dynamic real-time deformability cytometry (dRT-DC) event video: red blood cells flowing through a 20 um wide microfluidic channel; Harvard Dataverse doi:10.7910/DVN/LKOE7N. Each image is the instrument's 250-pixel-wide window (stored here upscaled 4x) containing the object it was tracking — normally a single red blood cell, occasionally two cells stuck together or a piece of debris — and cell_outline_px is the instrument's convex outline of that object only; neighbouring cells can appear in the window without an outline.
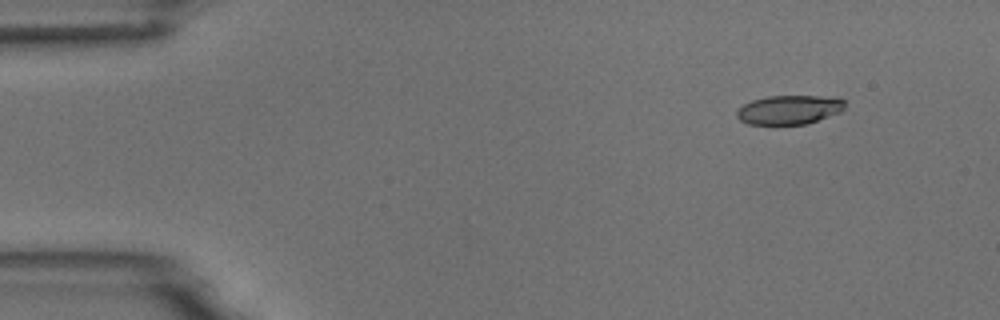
{"species": "common noctule bat (a hibernating species)", "species_latin": "Nyctalus noctula", "temperature_condition": "room temperature", "stored_images_in_passage": 6, "camera_frame_rate_fps": 3000, "um_per_image_px": 0.085, "animal": {"sex": "male", "body_mass_g": 18.8}, "frame": {"image": 1, "passage_image": 2, "time_ms": 1.0, "image_size_px": [1000, 320], "cell_outline_px": [[844, 108], [840, 112], [808, 124], [748, 124], [740, 120], [736, 116], [736, 112], [744, 104], [752, 100], [768, 96], [840, 96], [844, 100]], "centroid_in_image_um": [67.12, 9.32], "position_along_channel_um": 17.9, "area_um2": 18.44}}
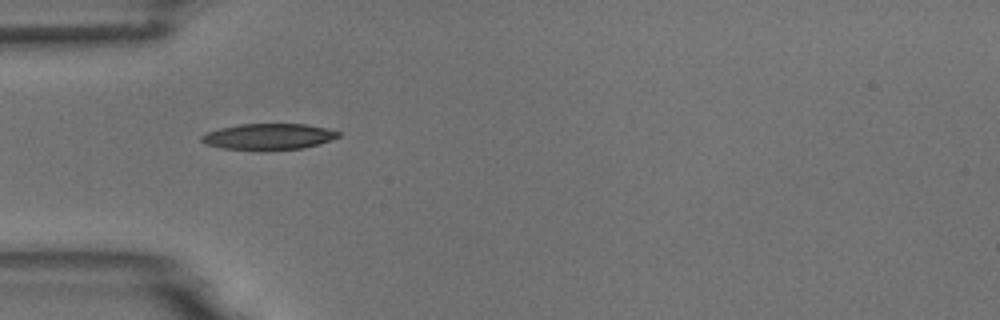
{"frame": {"image": 2, "passage_image": 5, "time_ms": 4.667, "image_size_px": [1000, 320], "cell_outline_px": [[340, 136], [304, 148], [220, 148], [204, 144], [200, 140], [200, 136], [208, 132], [220, 128], [240, 124], [304, 124], [324, 128], [340, 132]], "centroid_in_image_um": [22.77, 11.58], "position_along_channel_um": 62.2, "area_um2": 19.94}}